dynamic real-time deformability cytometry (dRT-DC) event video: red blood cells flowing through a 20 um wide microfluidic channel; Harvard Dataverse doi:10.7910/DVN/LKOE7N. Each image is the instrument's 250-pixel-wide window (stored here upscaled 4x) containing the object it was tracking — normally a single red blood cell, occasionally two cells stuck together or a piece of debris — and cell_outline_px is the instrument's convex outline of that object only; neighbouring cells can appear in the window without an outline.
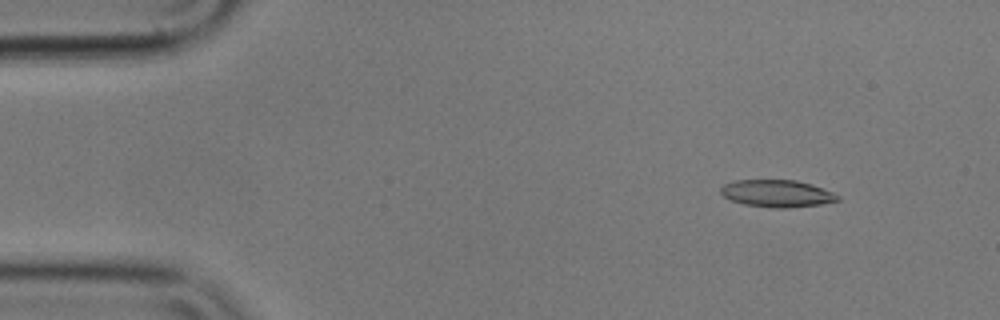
{"species": "common noctule bat (a hibernating species)", "species_latin": "Nyctalus noctula", "temperature_condition": "cold", "stored_images_in_passage": 34, "camera_frame_rate_fps": 3000, "um_per_image_px": 0.085, "animal": {"sex": "male", "body_mass_g": 17.9}, "frame": {"image": 1, "passage_image": 1, "time_ms": 0.0, "image_size_px": [1000, 320], "cell_outline_px": [[840, 200], [820, 204], [788, 208], [772, 208], [744, 204], [732, 200], [724, 196], [720, 192], [720, 188], [724, 184], [736, 180], [796, 180], [812, 184], [832, 192], [840, 196]], "centroid_in_image_um": [66.05, 16.44], "position_along_channel_um": 18.9, "area_um2": 18.5}}
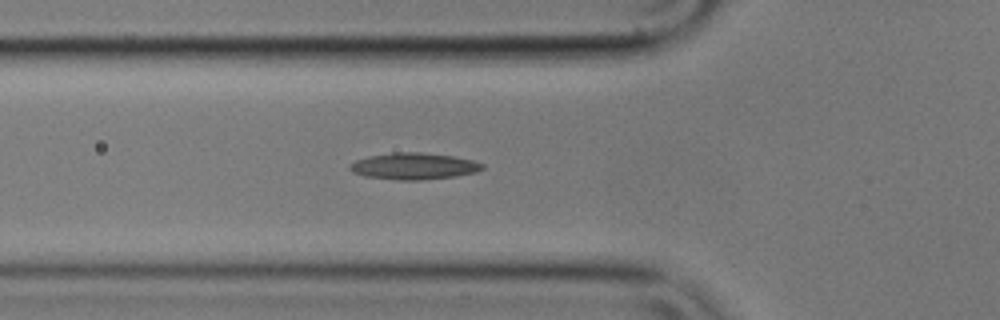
{"frame": {"image": 2, "passage_image": 14, "time_ms": 4.333, "image_size_px": [1000, 320], "cell_outline_px": [[484, 168], [476, 172], [456, 176], [420, 180], [400, 180], [364, 176], [352, 172], [348, 168], [348, 164], [356, 160], [368, 156], [392, 152], [420, 152], [452, 156], [472, 160], [484, 164]], "centroid_in_image_um": [35.14, 14.12], "position_along_channel_um": 90.7, "area_um2": 20.58}}
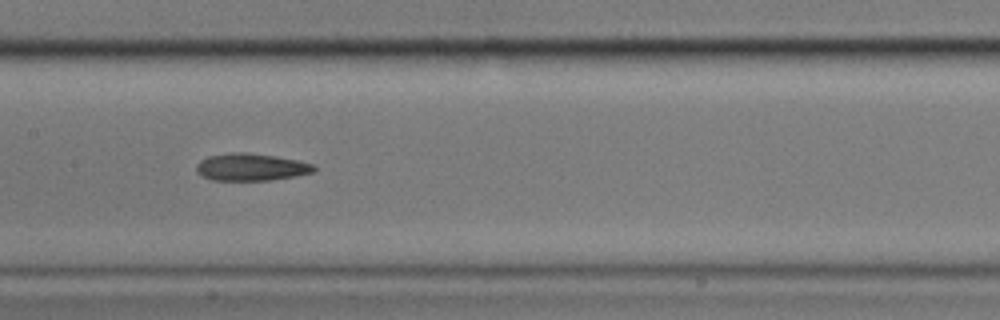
{"frame": {"image": 3, "passage_image": 22, "time_ms": 7.0, "image_size_px": [1000, 320], "cell_outline_px": [[316, 168], [312, 172], [296, 176], [268, 180], [212, 180], [196, 172], [196, 164], [200, 160], [208, 156], [232, 152], [248, 152], [276, 156], [316, 164]], "centroid_in_image_um": [21.34, 14.19], "position_along_channel_um": 186.1, "area_um2": 18.73}}